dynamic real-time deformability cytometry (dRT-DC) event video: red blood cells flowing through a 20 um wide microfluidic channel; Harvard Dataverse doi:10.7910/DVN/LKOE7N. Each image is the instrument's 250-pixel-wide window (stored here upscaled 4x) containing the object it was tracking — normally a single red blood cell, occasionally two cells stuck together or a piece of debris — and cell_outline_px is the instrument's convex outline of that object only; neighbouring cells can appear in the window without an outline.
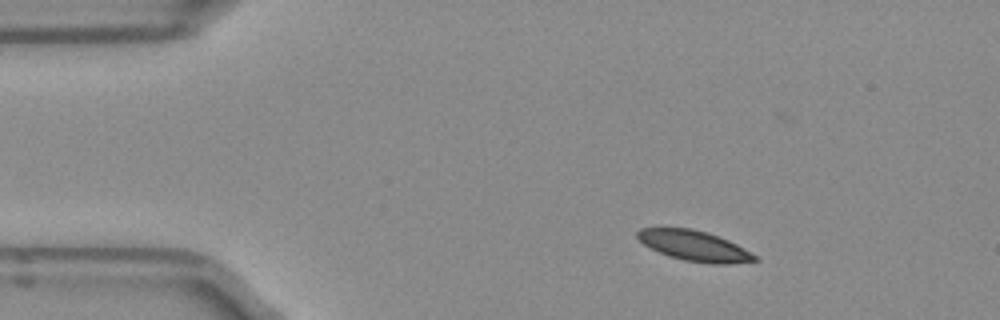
{"species": "Egyptian fruit bat (a non-hibernating species)", "species_latin": "Rousettus aegyptiacus", "temperature_condition": "room temperature", "stored_images_in_passage": 44, "camera_frame_rate_fps": 3000, "um_per_image_px": 0.085, "frame": {"image": 1, "passage_image": 1, "time_ms": 0.0, "image_size_px": [1000, 320], "cell_outline_px": [[760, 260], [728, 264], [712, 264], [684, 260], [668, 256], [644, 244], [636, 236], [636, 232], [640, 228], [692, 228], [728, 240], [736, 244], [756, 256]], "centroid_in_image_um": [59.0, 20.9], "position_along_channel_um": 26.0, "area_um2": 20.4}}
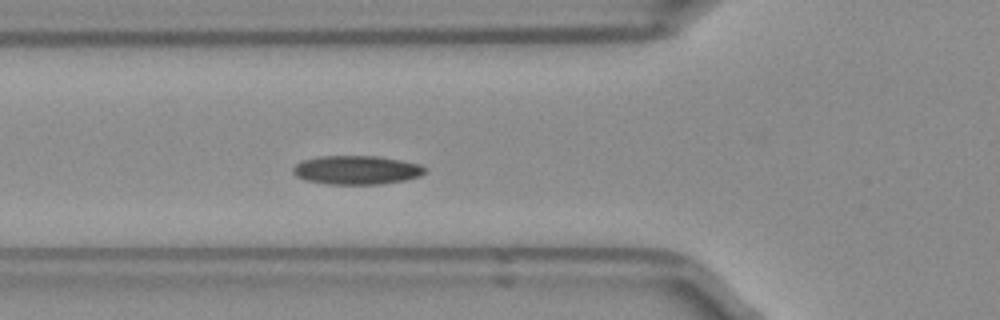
{"frame": {"image": 2, "passage_image": 11, "time_ms": 3.333, "image_size_px": [1000, 320], "cell_outline_px": [[428, 172], [420, 176], [404, 180], [380, 184], [324, 184], [304, 180], [296, 176], [292, 172], [292, 168], [300, 160], [320, 156], [376, 156], [400, 160], [420, 164], [428, 168]], "centroid_in_image_um": [30.3, 14.45], "position_along_channel_um": 95.5, "area_um2": 22.43}}
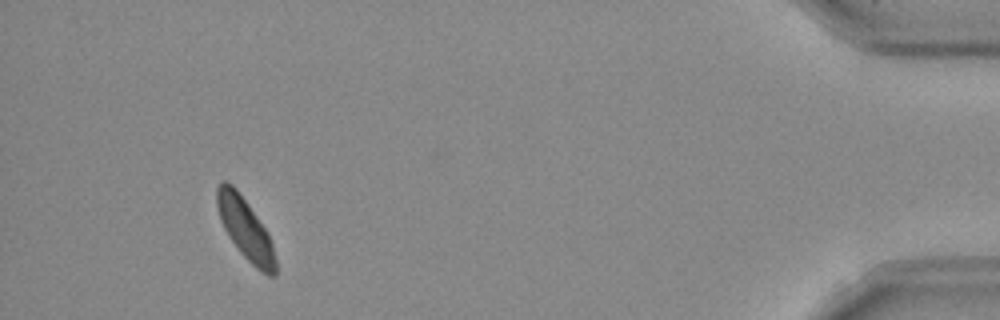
{"frame": {"image": 3, "passage_image": 41, "time_ms": 13.333, "image_size_px": [1000, 320], "cell_outline_px": [[276, 276], [268, 276], [260, 272], [240, 252], [228, 236], [220, 220], [216, 204], [216, 188], [220, 180], [224, 180], [232, 184], [236, 188], [248, 204], [268, 232], [272, 244], [276, 260]], "centroid_in_image_um": [20.84, 19.44], "position_along_channel_um": 414.4, "area_um2": 21.04}, "authors_computed_cell_mechanics": {"area_um2": 21.4727, "velocity_mm_per_s": 3.8943, "shape_relaxation_time_tau1_ms": 4.2561, "shape_relaxation_time_tau2_ms": null, "deformation_change_tau1": 0.0972, "deformation_change_tau2": null}}